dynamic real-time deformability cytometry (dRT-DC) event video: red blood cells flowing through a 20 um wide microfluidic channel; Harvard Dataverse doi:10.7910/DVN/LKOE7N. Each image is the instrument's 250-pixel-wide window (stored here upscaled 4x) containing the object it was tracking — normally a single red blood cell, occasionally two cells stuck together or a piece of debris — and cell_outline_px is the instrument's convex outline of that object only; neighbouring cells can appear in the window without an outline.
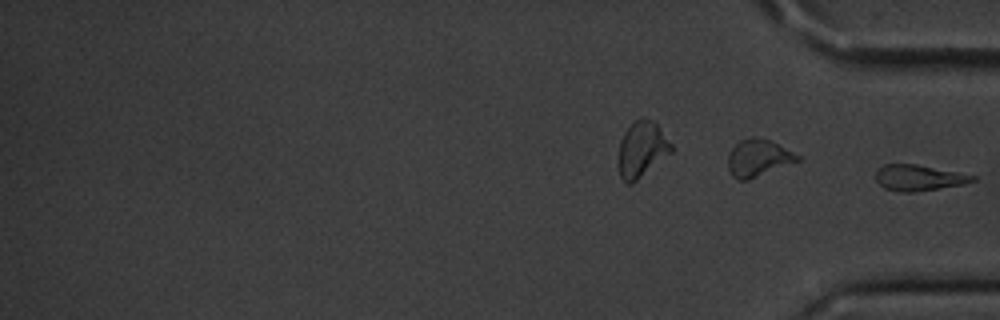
{"species": "common noctule bat (a hibernating species)", "species_latin": "Nyctalus noctula", "temperature_condition": "cold", "stored_images_in_passage": 16, "segment_of_instrument_passage": [2, 2], "camera_frame_rate_fps": 3000, "um_per_image_px": 0.085, "animal": {"sex": "male", "body_mass_g": 20.1, "forearm_length_mm": 53.5}, "frame": {"image": 1, "passage_image": 16, "time_ms": 5.0, "image_size_px": [1000, 320], "cell_outline_px": [[976, 180], [964, 184], [940, 188], [912, 192], [900, 192], [884, 188], [876, 180], [876, 172], [884, 164], [916, 164], [976, 176]], "centroid_in_image_um": [78.08, 15.11], "position_along_channel_um": 357.1, "area_um2": 14.39}}